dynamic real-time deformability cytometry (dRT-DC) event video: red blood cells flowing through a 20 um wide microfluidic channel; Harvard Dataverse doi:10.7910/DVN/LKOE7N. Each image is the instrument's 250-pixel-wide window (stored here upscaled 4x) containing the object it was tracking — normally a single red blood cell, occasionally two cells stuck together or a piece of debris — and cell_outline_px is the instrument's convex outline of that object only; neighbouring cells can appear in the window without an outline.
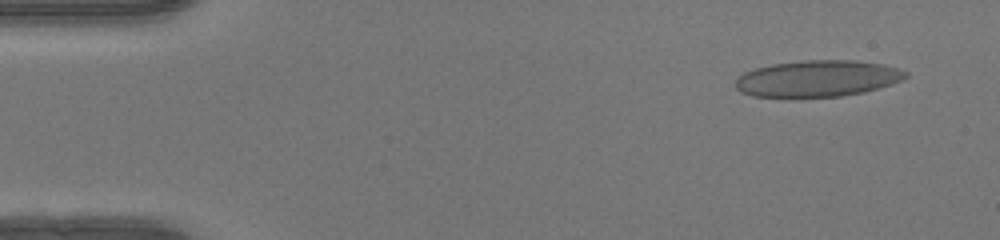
{"species": "human", "species_latin": "Homo sapiens", "temperature_condition": "warm", "stored_images_in_passage": 49, "camera_frame_rate_fps": 3000, "um_per_image_px": 0.085, "donor": {"sex": "female"}, "frame": {"image": 1, "passage_image": 3, "time_ms": 0.667, "image_size_px": [1000, 240], "cell_outline_px": [[908, 76], [892, 84], [864, 92], [840, 96], [752, 96], [740, 92], [736, 88], [736, 80], [744, 72], [756, 68], [772, 64], [804, 60], [856, 60], [884, 64], [900, 68], [908, 72]], "centroid_in_image_um": [69.53, 6.66], "position_along_channel_um": 15.5, "area_um2": 35.95}}
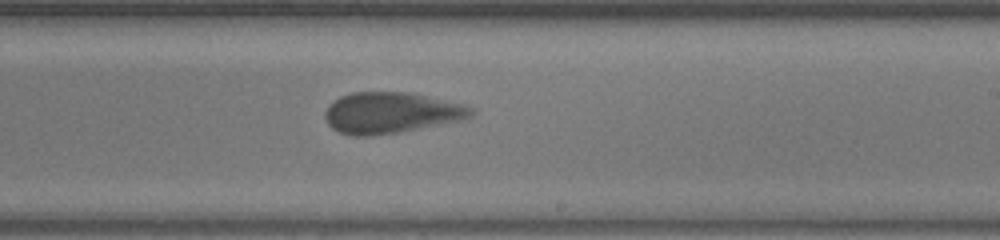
{"frame": {"image": 2, "passage_image": 29, "time_ms": 9.333, "image_size_px": [1000, 240], "cell_outline_px": [[476, 108], [472, 116], [460, 120], [400, 132], [368, 136], [352, 136], [340, 132], [332, 128], [328, 124], [324, 116], [324, 112], [328, 104], [340, 96], [352, 92], [408, 92], [464, 104]], "centroid_in_image_um": [33.21, 9.58], "position_along_channel_um": 255.8, "area_um2": 35.03}}
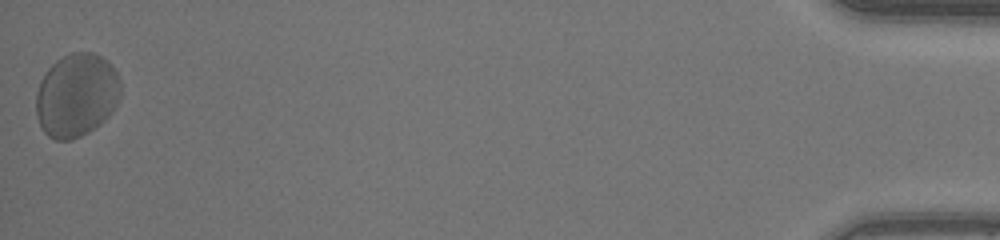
{"frame": {"image": 3, "passage_image": 49, "time_ms": 16.0, "image_size_px": [1000, 240], "cell_outline_px": [[120, 100], [112, 112], [100, 124], [88, 132], [72, 140], [56, 140], [48, 136], [44, 132], [36, 116], [36, 92], [40, 80], [48, 68], [56, 60], [72, 52], [92, 52], [100, 56], [112, 64], [120, 80]], "centroid_in_image_um": [6.5, 8.09], "position_along_channel_um": 428.7, "area_um2": 41.44}, "authors_computed_cell_mechanics": {"area_um2": 35.4892, "velocity_mm_per_s": 4.0916, "shape_relaxation_time_tau1_ms": 4.122, "shape_relaxation_time_tau2_ms": 0.8097, "deformation_change_tau1": 0.1125, "deformation_change_tau2": 0.0537}}